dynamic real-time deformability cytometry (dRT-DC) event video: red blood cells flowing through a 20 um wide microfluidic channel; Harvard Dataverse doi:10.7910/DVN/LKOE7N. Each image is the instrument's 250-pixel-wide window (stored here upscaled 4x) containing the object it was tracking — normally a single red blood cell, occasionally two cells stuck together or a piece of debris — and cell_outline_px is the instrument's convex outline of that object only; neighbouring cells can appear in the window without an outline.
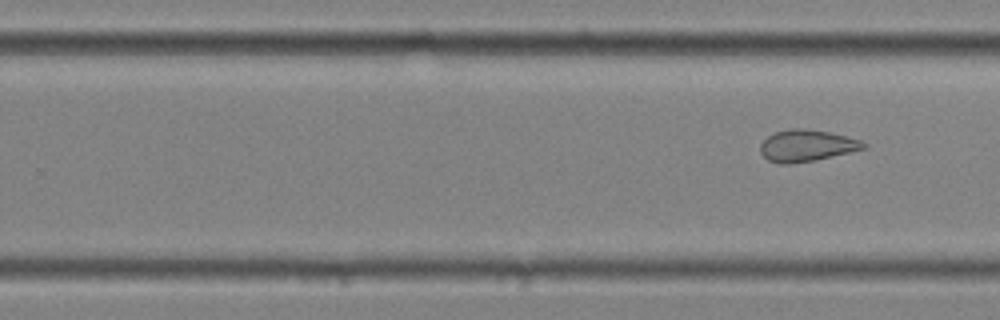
{"species": "common noctule bat (a hibernating species)", "species_latin": "Nyctalus noctula", "temperature_condition": "cold", "stored_images_in_passage": 9, "camera_frame_rate_fps": 3000, "um_per_image_px": 0.085, "animal": {"sex": "female", "body_mass_g": 25.1}, "frame": {"image": 1, "passage_image": 9, "time_ms": 2.667, "image_size_px": [1000, 320], "cell_outline_px": [[868, 148], [816, 160], [788, 164], [780, 164], [768, 160], [760, 152], [760, 144], [768, 136], [776, 132], [788, 128], [804, 128], [828, 132], [860, 140], [868, 144]], "centroid_in_image_um": [68.57, 12.38], "position_along_channel_um": 261.2, "area_um2": 19.07}}